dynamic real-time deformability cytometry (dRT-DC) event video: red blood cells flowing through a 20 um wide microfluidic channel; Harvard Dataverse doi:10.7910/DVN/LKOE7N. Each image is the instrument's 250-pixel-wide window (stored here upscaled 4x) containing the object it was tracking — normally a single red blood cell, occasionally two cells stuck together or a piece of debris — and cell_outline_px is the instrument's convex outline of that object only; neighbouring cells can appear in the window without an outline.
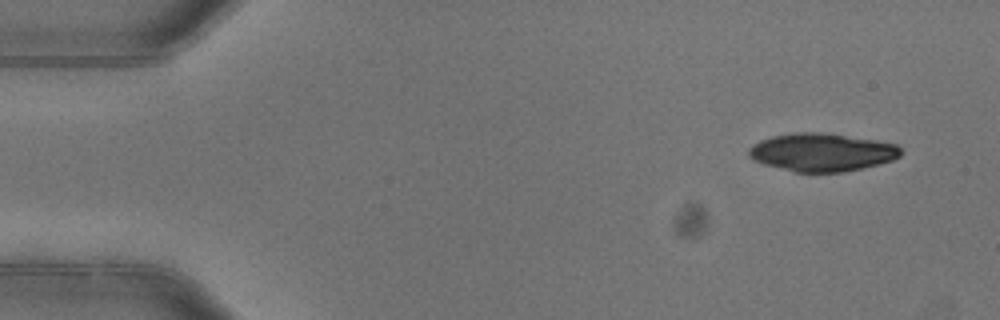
{"species": "common noctule bat (a hibernating species)", "species_latin": "Nyctalus noctula", "temperature_condition": "warm", "stored_images_in_passage": 4, "camera_frame_rate_fps": 3000, "um_per_image_px": 0.085, "animal": {"sex": "female"}, "frame": {"image": 1, "passage_image": 1, "time_ms": 0.0, "image_size_px": [1000, 320], "cell_outline_px": [[904, 152], [900, 156], [892, 160], [844, 172], [796, 172], [764, 164], [752, 160], [748, 156], [748, 148], [752, 144], [760, 140], [772, 136], [796, 132], [816, 132], [876, 140], [896, 144]], "centroid_in_image_um": [69.82, 12.94], "position_along_channel_um": 15.2, "area_um2": 33.52}}